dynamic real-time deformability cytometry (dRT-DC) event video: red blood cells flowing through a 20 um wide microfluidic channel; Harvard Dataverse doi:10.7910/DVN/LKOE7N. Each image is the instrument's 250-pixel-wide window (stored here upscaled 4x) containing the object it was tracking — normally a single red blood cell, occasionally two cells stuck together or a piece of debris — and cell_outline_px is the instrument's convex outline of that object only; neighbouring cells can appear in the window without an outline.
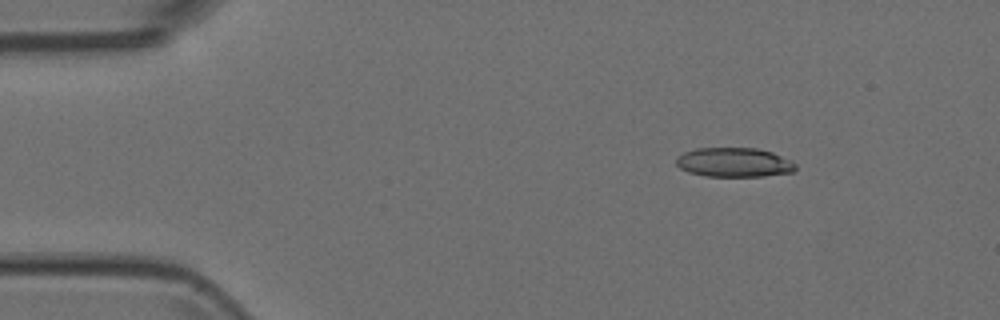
{"species": "Egyptian fruit bat (a non-hibernating species)", "species_latin": "Rousettus aegyptiacus", "temperature_condition": "room temperature", "stored_images_in_passage": 3, "camera_frame_rate_fps": 3000, "um_per_image_px": 0.085, "animal": {"sex": "female"}, "frame": {"image": 1, "passage_image": 1, "time_ms": 0.0, "image_size_px": [1000, 320], "cell_outline_px": [[796, 168], [792, 172], [764, 176], [708, 176], [688, 172], [680, 168], [676, 164], [676, 156], [684, 152], [696, 148], [756, 148], [772, 152], [792, 160], [796, 164]], "centroid_in_image_um": [62.39, 13.79], "position_along_channel_um": 22.6, "area_um2": 20.46}}